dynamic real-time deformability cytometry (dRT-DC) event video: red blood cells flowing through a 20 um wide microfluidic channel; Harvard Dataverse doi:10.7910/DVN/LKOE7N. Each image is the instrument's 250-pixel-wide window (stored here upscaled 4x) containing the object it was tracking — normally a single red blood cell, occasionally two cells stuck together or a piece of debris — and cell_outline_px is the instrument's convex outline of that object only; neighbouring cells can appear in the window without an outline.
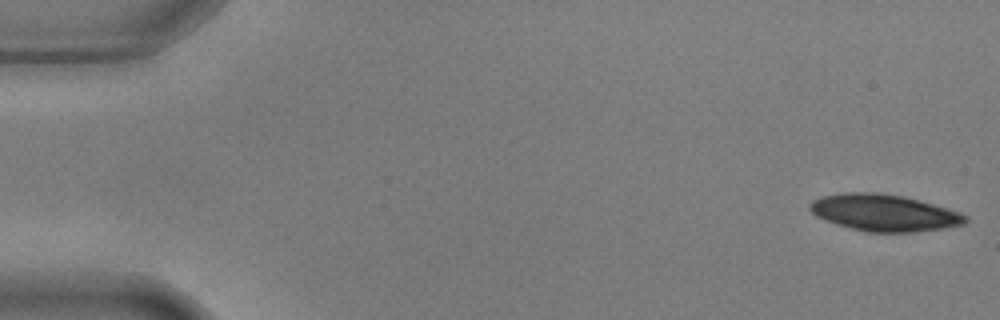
{"species": "common noctule bat (a hibernating species)", "species_latin": "Nyctalus noctula", "temperature_condition": "warm", "stored_images_in_passage": 27, "camera_frame_rate_fps": 3000, "um_per_image_px": 0.085, "animal": {"sex": "male", "body_mass_g": 17.9, "forearm_length_mm": 54.2}, "frame": {"image": 1, "passage_image": 1, "time_ms": 0.0, "image_size_px": [1000, 320], "cell_outline_px": [[968, 220], [964, 224], [944, 228], [916, 232], [868, 232], [836, 224], [824, 220], [816, 216], [808, 208], [808, 204], [812, 200], [824, 196], [844, 192], [876, 192], [904, 196], [948, 208], [960, 212], [968, 216]], "centroid_in_image_um": [75.15, 18.08], "position_along_channel_um": 9.8, "area_um2": 33.41}}
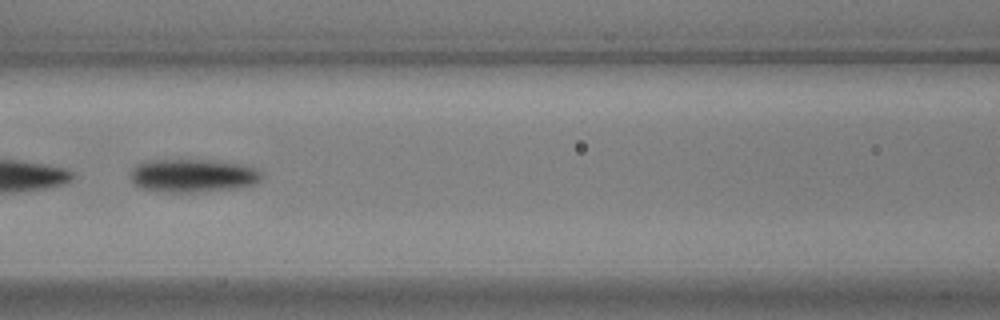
{"frame": {"image": 2, "passage_image": 24, "time_ms": 7.667, "image_size_px": [1000, 320], "cell_outline_px": [[264, 176], [256, 184], [236, 188], [200, 192], [164, 192], [140, 188], [132, 180], [132, 168], [136, 164], [148, 160], [216, 160], [244, 164], [256, 168], [264, 172]], "centroid_in_image_um": [16.47, 14.92], "position_along_channel_um": 150.1, "area_um2": 25.78}}